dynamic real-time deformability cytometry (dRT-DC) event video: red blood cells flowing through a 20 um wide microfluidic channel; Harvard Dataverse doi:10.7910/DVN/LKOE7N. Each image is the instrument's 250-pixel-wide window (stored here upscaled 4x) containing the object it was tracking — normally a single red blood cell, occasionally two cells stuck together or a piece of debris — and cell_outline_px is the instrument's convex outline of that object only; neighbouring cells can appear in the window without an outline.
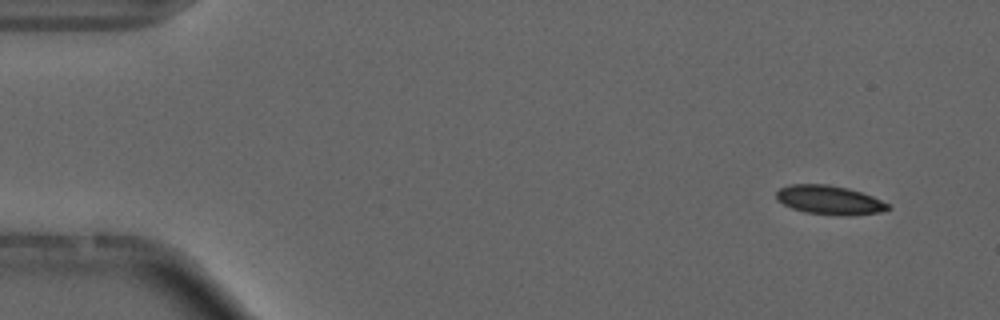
{"species": "common noctule bat (a hibernating species)", "species_latin": "Nyctalus noctula", "temperature_condition": "cold", "stored_images_in_passage": 5, "segment_of_instrument_passage": [1, 2], "camera_frame_rate_fps": 3000, "um_per_image_px": 0.085, "animal": {"sex": "male", "forearm_length_mm": 52.5}, "frame": {"image": 1, "passage_image": 1, "time_ms": 0.0, "image_size_px": [1000, 320], "cell_outline_px": [[892, 208], [880, 212], [852, 216], [836, 216], [804, 212], [792, 208], [776, 200], [776, 192], [780, 188], [788, 184], [828, 184], [848, 188], [872, 196], [888, 204]], "centroid_in_image_um": [70.49, 17.01], "position_along_channel_um": 14.5, "area_um2": 19.07}}